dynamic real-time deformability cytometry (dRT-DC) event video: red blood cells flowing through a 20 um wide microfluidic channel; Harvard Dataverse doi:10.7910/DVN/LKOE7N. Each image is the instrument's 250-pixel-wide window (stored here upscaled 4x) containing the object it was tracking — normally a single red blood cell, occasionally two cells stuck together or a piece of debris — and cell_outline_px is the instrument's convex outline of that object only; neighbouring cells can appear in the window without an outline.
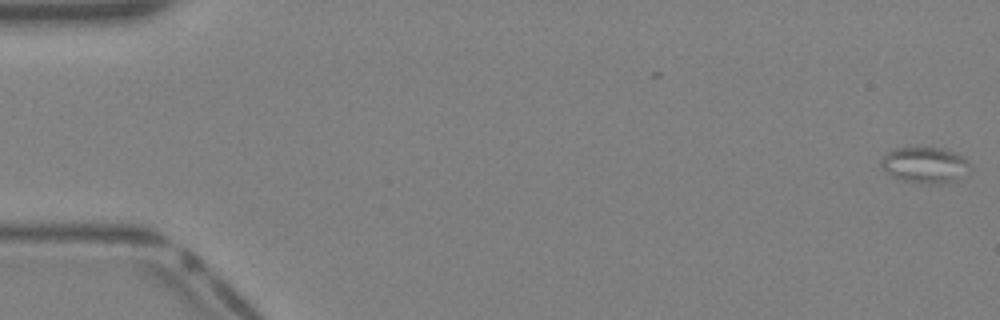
{"species": "Egyptian fruit bat (a non-hibernating species)", "species_latin": "Rousettus aegyptiacus", "temperature_condition": "warm", "stored_images_in_passage": 42, "camera_frame_rate_fps": 3000, "um_per_image_px": 0.085, "animal": {"sex": "female"}, "frame": {"image": 1, "passage_image": 1, "time_ms": 0.0, "image_size_px": [1000, 320], "cell_outline_px": [[972, 168], [968, 176], [956, 180], [940, 184], [932, 184], [904, 180], [892, 176], [880, 164], [880, 160], [884, 152], [896, 148], [944, 148], [956, 152], [964, 156], [972, 164]], "centroid_in_image_um": [78.71, 14.02], "position_along_channel_um": 6.3, "area_um2": 19.07}}
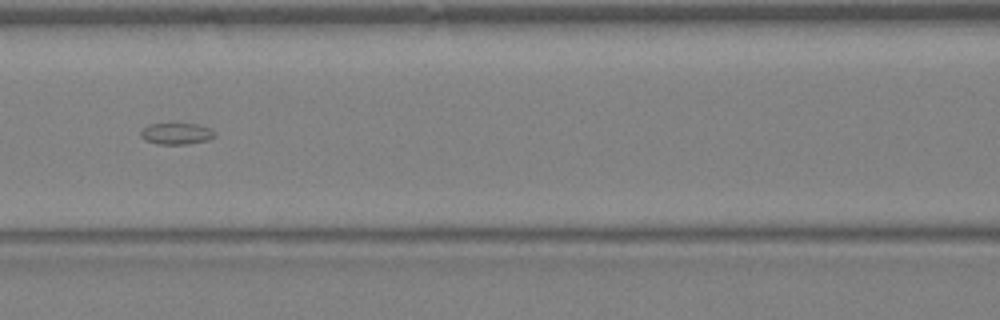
{"frame": {"image": 2, "passage_image": 19, "time_ms": 6.0, "image_size_px": [1000, 320], "cell_outline_px": [[216, 136], [208, 140], [188, 144], [160, 144], [144, 140], [140, 136], [140, 128], [148, 124], [176, 120], [196, 124], [208, 128], [216, 132]], "centroid_in_image_um": [14.95, 11.3], "position_along_channel_um": 151.7, "area_um2": 10.0}}
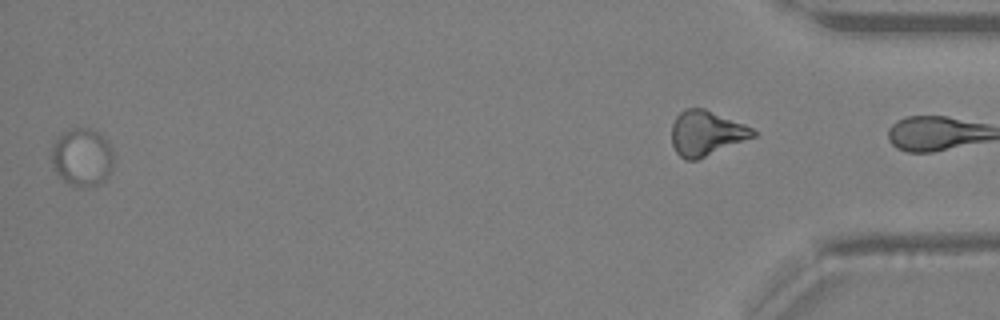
{"frame": {"image": 3, "passage_image": 41, "time_ms": 13.333, "image_size_px": [1000, 320], "cell_outline_px": [[112, 168], [108, 176], [100, 184], [76, 188], [68, 184], [52, 168], [52, 144], [60, 132], [72, 128], [92, 128], [104, 136], [108, 140], [112, 148]], "centroid_in_image_um": [6.97, 13.34], "position_along_channel_um": 428.2, "area_um2": 21.39}}